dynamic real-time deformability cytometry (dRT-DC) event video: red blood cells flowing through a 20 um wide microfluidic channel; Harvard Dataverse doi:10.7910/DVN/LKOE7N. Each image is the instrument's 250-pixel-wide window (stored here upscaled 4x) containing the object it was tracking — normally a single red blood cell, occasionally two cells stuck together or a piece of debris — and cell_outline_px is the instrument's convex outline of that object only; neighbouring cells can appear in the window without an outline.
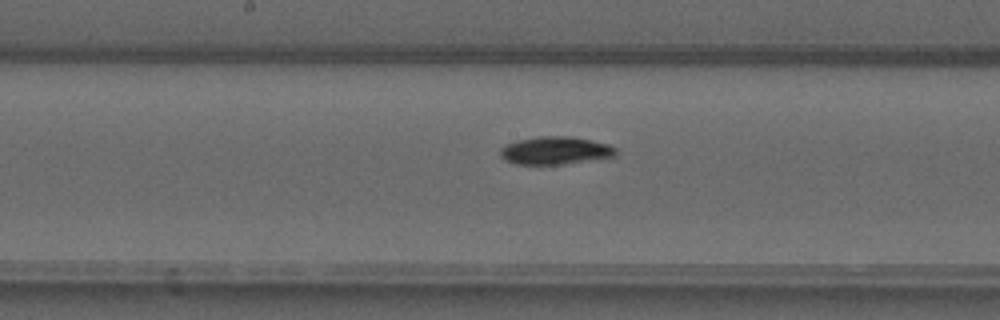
{"species": "common noctule bat (a hibernating species)", "species_latin": "Nyctalus noctula", "temperature_condition": "warm", "stored_images_in_passage": 50, "camera_frame_rate_fps": 3000, "um_per_image_px": 0.085, "animal": {"sex": "male", "forearm_length_mm": 52.5}, "frame": {"image": 1, "passage_image": 26, "time_ms": 8.333, "image_size_px": [1000, 320], "cell_outline_px": [[616, 156], [560, 164], [516, 164], [504, 160], [500, 156], [500, 148], [508, 144], [520, 140], [540, 136], [568, 136], [592, 140], [608, 144], [616, 148]], "centroid_in_image_um": [47.19, 12.79], "position_along_channel_um": 201.0, "area_um2": 18.5}}
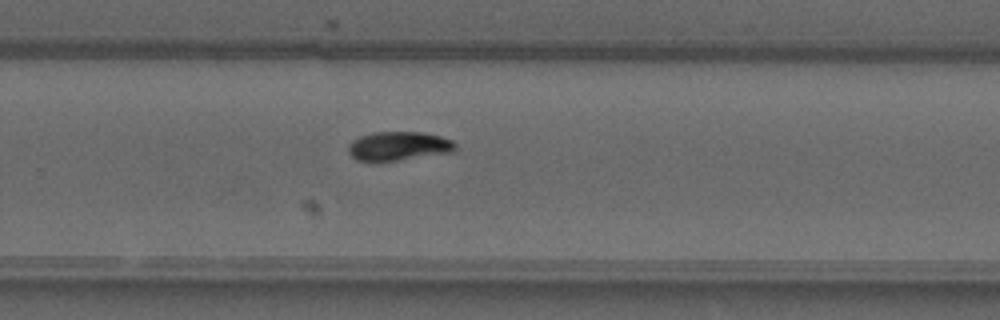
{"frame": {"image": 2, "passage_image": 33, "time_ms": 10.667, "image_size_px": [1000, 320], "cell_outline_px": [[456, 148], [452, 152], [376, 164], [372, 164], [356, 160], [348, 152], [348, 144], [352, 140], [360, 136], [372, 132], [424, 132], [440, 136], [452, 140], [456, 144]], "centroid_in_image_um": [33.82, 12.45], "position_along_channel_um": 296.0, "area_um2": 18.73}}
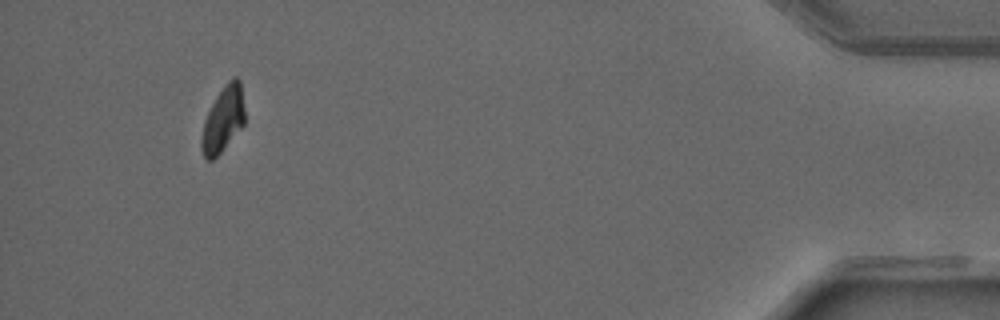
{"frame": {"image": 3, "passage_image": 47, "time_ms": 15.333, "image_size_px": [1000, 320], "cell_outline_px": [[244, 124], [220, 152], [212, 160], [208, 160], [204, 156], [200, 144], [200, 140], [204, 120], [216, 96], [224, 84], [232, 76], [236, 76], [240, 80], [244, 108]], "centroid_in_image_um": [18.95, 10.1], "position_along_channel_um": 416.2, "area_um2": 16.36}, "authors_computed_cell_mechanics": {"area_um2": 17.629, "velocity_mm_per_s": 4.0814, "shape_relaxation_time_tau1_ms": 6.4399, "shape_relaxation_time_tau2_ms": null, "deformation_change_tau1": 0.1898, "deformation_change_tau2": null}}